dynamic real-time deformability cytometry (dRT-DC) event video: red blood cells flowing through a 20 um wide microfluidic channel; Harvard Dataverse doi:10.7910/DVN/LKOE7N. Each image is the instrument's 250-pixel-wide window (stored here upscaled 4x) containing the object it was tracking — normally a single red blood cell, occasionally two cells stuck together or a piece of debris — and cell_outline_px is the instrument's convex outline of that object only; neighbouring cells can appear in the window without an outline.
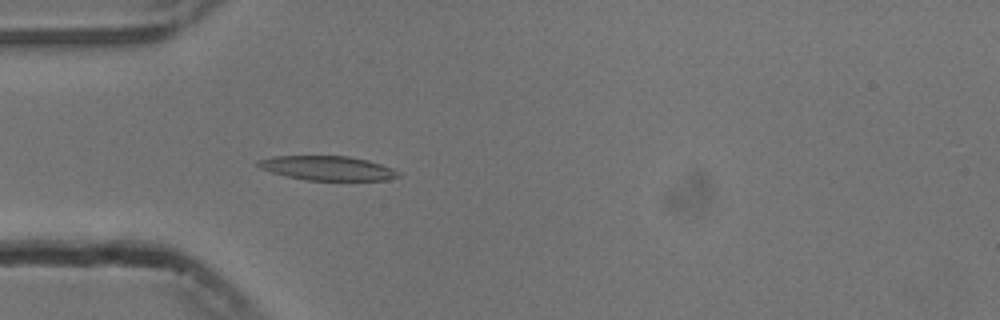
{"species": "common noctule bat (a hibernating species)", "species_latin": "Nyctalus noctula", "temperature_condition": "cold", "stored_images_in_passage": 53, "camera_frame_rate_fps": 3000, "um_per_image_px": 0.085, "animal": {"sex": "male", "body_mass_g": 13.3}, "frame": {"image": 1, "passage_image": 15, "time_ms": 4.667, "image_size_px": [1000, 320], "cell_outline_px": [[400, 176], [388, 180], [304, 180], [272, 172], [260, 168], [256, 164], [256, 160], [276, 156], [348, 156], [368, 160], [392, 168], [400, 172]], "centroid_in_image_um": [27.84, 14.29], "position_along_channel_um": 57.2, "area_um2": 19.83}}
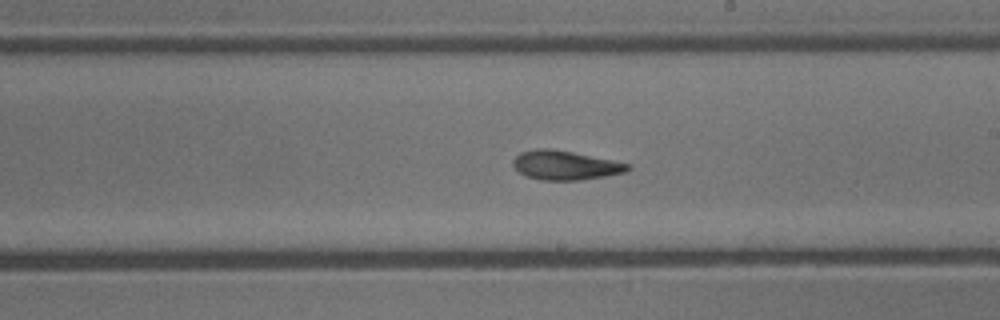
{"frame": {"image": 2, "passage_image": 30, "time_ms": 9.667, "image_size_px": [1000, 320], "cell_outline_px": [[632, 168], [624, 172], [608, 176], [580, 180], [540, 180], [524, 176], [512, 164], [512, 160], [520, 152], [536, 148], [552, 148], [632, 164]], "centroid_in_image_um": [48.04, 14.05], "position_along_channel_um": 241.0, "area_um2": 19.65}}
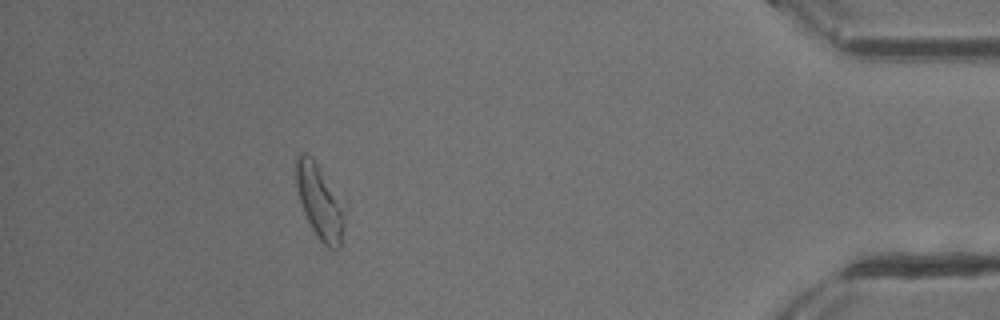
{"frame": {"image": 3, "passage_image": 48, "time_ms": 15.667, "image_size_px": [1000, 320], "cell_outline_px": [[348, 204], [340, 248], [328, 248], [316, 236], [304, 212], [296, 188], [296, 156], [300, 152], [304, 152], [312, 156]], "centroid_in_image_um": [27.24, 17.11], "position_along_channel_um": 408.0, "area_um2": 21.96}, "authors_computed_cell_mechanics": {"area_um2": 19.941, "velocity_mm_per_s": 3.7495, "shape_relaxation_time_tau1_ms": 4.6619, "shape_relaxation_time_tau2_ms": 2.8691, "deformation_change_tau1": 0.1597, "deformation_change_tau2": 0.1076}}